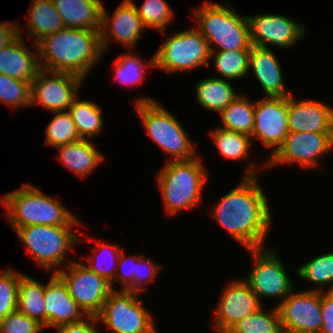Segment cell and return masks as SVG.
<instances>
[{"instance_id":"cell-35","label":"cell","mask_w":333,"mask_h":333,"mask_svg":"<svg viewBox=\"0 0 333 333\" xmlns=\"http://www.w3.org/2000/svg\"><path fill=\"white\" fill-rule=\"evenodd\" d=\"M142 24L147 29L164 30L174 17L173 11L165 0H145L141 7H137Z\"/></svg>"},{"instance_id":"cell-1","label":"cell","mask_w":333,"mask_h":333,"mask_svg":"<svg viewBox=\"0 0 333 333\" xmlns=\"http://www.w3.org/2000/svg\"><path fill=\"white\" fill-rule=\"evenodd\" d=\"M254 165L247 167L240 184L215 204L211 215L247 250L263 248L272 216L268 198L258 183Z\"/></svg>"},{"instance_id":"cell-16","label":"cell","mask_w":333,"mask_h":333,"mask_svg":"<svg viewBox=\"0 0 333 333\" xmlns=\"http://www.w3.org/2000/svg\"><path fill=\"white\" fill-rule=\"evenodd\" d=\"M247 19L251 45L254 46L268 48L271 44L287 49L295 46L306 33L303 25L280 14L249 15Z\"/></svg>"},{"instance_id":"cell-23","label":"cell","mask_w":333,"mask_h":333,"mask_svg":"<svg viewBox=\"0 0 333 333\" xmlns=\"http://www.w3.org/2000/svg\"><path fill=\"white\" fill-rule=\"evenodd\" d=\"M65 28L100 32L102 7L100 0H52Z\"/></svg>"},{"instance_id":"cell-29","label":"cell","mask_w":333,"mask_h":333,"mask_svg":"<svg viewBox=\"0 0 333 333\" xmlns=\"http://www.w3.org/2000/svg\"><path fill=\"white\" fill-rule=\"evenodd\" d=\"M249 98L238 95L219 115L223 129L252 135L254 128V107Z\"/></svg>"},{"instance_id":"cell-44","label":"cell","mask_w":333,"mask_h":333,"mask_svg":"<svg viewBox=\"0 0 333 333\" xmlns=\"http://www.w3.org/2000/svg\"><path fill=\"white\" fill-rule=\"evenodd\" d=\"M96 323L97 316H87L79 322L59 326L56 330L57 333H101L94 327Z\"/></svg>"},{"instance_id":"cell-31","label":"cell","mask_w":333,"mask_h":333,"mask_svg":"<svg viewBox=\"0 0 333 333\" xmlns=\"http://www.w3.org/2000/svg\"><path fill=\"white\" fill-rule=\"evenodd\" d=\"M281 321L277 307L270 312L260 308L256 313L245 316L226 333H281Z\"/></svg>"},{"instance_id":"cell-24","label":"cell","mask_w":333,"mask_h":333,"mask_svg":"<svg viewBox=\"0 0 333 333\" xmlns=\"http://www.w3.org/2000/svg\"><path fill=\"white\" fill-rule=\"evenodd\" d=\"M93 144L86 138L58 146L56 147L59 150L58 159L77 175L87 177L104 160V156Z\"/></svg>"},{"instance_id":"cell-9","label":"cell","mask_w":333,"mask_h":333,"mask_svg":"<svg viewBox=\"0 0 333 333\" xmlns=\"http://www.w3.org/2000/svg\"><path fill=\"white\" fill-rule=\"evenodd\" d=\"M155 68L167 73L209 67L210 49L207 40L197 29L178 32L168 37L154 54Z\"/></svg>"},{"instance_id":"cell-42","label":"cell","mask_w":333,"mask_h":333,"mask_svg":"<svg viewBox=\"0 0 333 333\" xmlns=\"http://www.w3.org/2000/svg\"><path fill=\"white\" fill-rule=\"evenodd\" d=\"M160 269H162L161 266H158L154 260L145 259V256L142 255L136 263V293L146 291L145 285L150 284L156 278Z\"/></svg>"},{"instance_id":"cell-4","label":"cell","mask_w":333,"mask_h":333,"mask_svg":"<svg viewBox=\"0 0 333 333\" xmlns=\"http://www.w3.org/2000/svg\"><path fill=\"white\" fill-rule=\"evenodd\" d=\"M156 179L165 210L173 216L198 206L208 178L201 157L196 156L190 160L167 161Z\"/></svg>"},{"instance_id":"cell-28","label":"cell","mask_w":333,"mask_h":333,"mask_svg":"<svg viewBox=\"0 0 333 333\" xmlns=\"http://www.w3.org/2000/svg\"><path fill=\"white\" fill-rule=\"evenodd\" d=\"M68 112L81 139L88 137L87 139L90 140L102 133L104 122L101 115L102 109L98 104L91 101H79V98H76L68 108Z\"/></svg>"},{"instance_id":"cell-13","label":"cell","mask_w":333,"mask_h":333,"mask_svg":"<svg viewBox=\"0 0 333 333\" xmlns=\"http://www.w3.org/2000/svg\"><path fill=\"white\" fill-rule=\"evenodd\" d=\"M331 149L333 133L289 132L283 145L264 163V168L293 163H299L304 168H314L319 157Z\"/></svg>"},{"instance_id":"cell-26","label":"cell","mask_w":333,"mask_h":333,"mask_svg":"<svg viewBox=\"0 0 333 333\" xmlns=\"http://www.w3.org/2000/svg\"><path fill=\"white\" fill-rule=\"evenodd\" d=\"M195 93L203 108L219 114L238 96L228 80L215 76L200 80Z\"/></svg>"},{"instance_id":"cell-30","label":"cell","mask_w":333,"mask_h":333,"mask_svg":"<svg viewBox=\"0 0 333 333\" xmlns=\"http://www.w3.org/2000/svg\"><path fill=\"white\" fill-rule=\"evenodd\" d=\"M213 143L224 158L233 160L246 159L250 154L251 136L229 131L218 126L210 133Z\"/></svg>"},{"instance_id":"cell-5","label":"cell","mask_w":333,"mask_h":333,"mask_svg":"<svg viewBox=\"0 0 333 333\" xmlns=\"http://www.w3.org/2000/svg\"><path fill=\"white\" fill-rule=\"evenodd\" d=\"M194 13L197 29L207 40L210 51L251 49L247 16L238 14L233 7L204 2Z\"/></svg>"},{"instance_id":"cell-20","label":"cell","mask_w":333,"mask_h":333,"mask_svg":"<svg viewBox=\"0 0 333 333\" xmlns=\"http://www.w3.org/2000/svg\"><path fill=\"white\" fill-rule=\"evenodd\" d=\"M46 327H59L76 323L87 317L79 305L70 296L66 284L52 273L45 284Z\"/></svg>"},{"instance_id":"cell-12","label":"cell","mask_w":333,"mask_h":333,"mask_svg":"<svg viewBox=\"0 0 333 333\" xmlns=\"http://www.w3.org/2000/svg\"><path fill=\"white\" fill-rule=\"evenodd\" d=\"M83 80L71 73L40 69L31 82V105L41 104L51 112L68 111L79 97L77 94Z\"/></svg>"},{"instance_id":"cell-41","label":"cell","mask_w":333,"mask_h":333,"mask_svg":"<svg viewBox=\"0 0 333 333\" xmlns=\"http://www.w3.org/2000/svg\"><path fill=\"white\" fill-rule=\"evenodd\" d=\"M142 255L143 254L130 256L131 258H129V256L126 257L123 250L121 251L118 259L119 261L116 262V264L119 265L117 268L120 267L121 269V274L116 272L114 280V283L120 282L122 284L123 288L120 290L136 292V263ZM127 261H131L132 266L127 267V265H129Z\"/></svg>"},{"instance_id":"cell-18","label":"cell","mask_w":333,"mask_h":333,"mask_svg":"<svg viewBox=\"0 0 333 333\" xmlns=\"http://www.w3.org/2000/svg\"><path fill=\"white\" fill-rule=\"evenodd\" d=\"M144 29L136 4L132 0H124L111 18L105 7H102L100 38L103 52L111 38L128 48L134 46Z\"/></svg>"},{"instance_id":"cell-8","label":"cell","mask_w":333,"mask_h":333,"mask_svg":"<svg viewBox=\"0 0 333 333\" xmlns=\"http://www.w3.org/2000/svg\"><path fill=\"white\" fill-rule=\"evenodd\" d=\"M139 297L136 292L113 290L97 315L98 322L114 333H153L154 319Z\"/></svg>"},{"instance_id":"cell-7","label":"cell","mask_w":333,"mask_h":333,"mask_svg":"<svg viewBox=\"0 0 333 333\" xmlns=\"http://www.w3.org/2000/svg\"><path fill=\"white\" fill-rule=\"evenodd\" d=\"M71 228L73 226L31 225L18 228L16 233L37 264L46 272L55 273L60 269L57 267L66 265L68 251L81 240Z\"/></svg>"},{"instance_id":"cell-3","label":"cell","mask_w":333,"mask_h":333,"mask_svg":"<svg viewBox=\"0 0 333 333\" xmlns=\"http://www.w3.org/2000/svg\"><path fill=\"white\" fill-rule=\"evenodd\" d=\"M7 208L8 222L16 231L31 225L80 226L76 218L58 199L48 196L30 184L0 197Z\"/></svg>"},{"instance_id":"cell-33","label":"cell","mask_w":333,"mask_h":333,"mask_svg":"<svg viewBox=\"0 0 333 333\" xmlns=\"http://www.w3.org/2000/svg\"><path fill=\"white\" fill-rule=\"evenodd\" d=\"M53 120L46 127L45 144L58 147L80 140L68 111L54 112Z\"/></svg>"},{"instance_id":"cell-37","label":"cell","mask_w":333,"mask_h":333,"mask_svg":"<svg viewBox=\"0 0 333 333\" xmlns=\"http://www.w3.org/2000/svg\"><path fill=\"white\" fill-rule=\"evenodd\" d=\"M0 101L14 109L31 105V82L0 73Z\"/></svg>"},{"instance_id":"cell-45","label":"cell","mask_w":333,"mask_h":333,"mask_svg":"<svg viewBox=\"0 0 333 333\" xmlns=\"http://www.w3.org/2000/svg\"><path fill=\"white\" fill-rule=\"evenodd\" d=\"M18 36L19 27L16 22H0V49L11 44Z\"/></svg>"},{"instance_id":"cell-11","label":"cell","mask_w":333,"mask_h":333,"mask_svg":"<svg viewBox=\"0 0 333 333\" xmlns=\"http://www.w3.org/2000/svg\"><path fill=\"white\" fill-rule=\"evenodd\" d=\"M255 259L253 269L249 272L246 282L257 295L259 301L263 297L280 298L284 300L294 287L285 272L280 259L274 249L254 248L248 250ZM261 297V298H260Z\"/></svg>"},{"instance_id":"cell-19","label":"cell","mask_w":333,"mask_h":333,"mask_svg":"<svg viewBox=\"0 0 333 333\" xmlns=\"http://www.w3.org/2000/svg\"><path fill=\"white\" fill-rule=\"evenodd\" d=\"M288 96L289 132L333 133V108L315 100L296 102Z\"/></svg>"},{"instance_id":"cell-22","label":"cell","mask_w":333,"mask_h":333,"mask_svg":"<svg viewBox=\"0 0 333 333\" xmlns=\"http://www.w3.org/2000/svg\"><path fill=\"white\" fill-rule=\"evenodd\" d=\"M271 47L251 45L249 55V69L260 82L268 97H288L285 90L282 69Z\"/></svg>"},{"instance_id":"cell-38","label":"cell","mask_w":333,"mask_h":333,"mask_svg":"<svg viewBox=\"0 0 333 333\" xmlns=\"http://www.w3.org/2000/svg\"><path fill=\"white\" fill-rule=\"evenodd\" d=\"M22 275L12 268L0 272V321L17 310L18 285Z\"/></svg>"},{"instance_id":"cell-21","label":"cell","mask_w":333,"mask_h":333,"mask_svg":"<svg viewBox=\"0 0 333 333\" xmlns=\"http://www.w3.org/2000/svg\"><path fill=\"white\" fill-rule=\"evenodd\" d=\"M21 32L8 46L0 49V73L22 81L32 82L39 72L37 44L33 43L34 51H29L24 43Z\"/></svg>"},{"instance_id":"cell-6","label":"cell","mask_w":333,"mask_h":333,"mask_svg":"<svg viewBox=\"0 0 333 333\" xmlns=\"http://www.w3.org/2000/svg\"><path fill=\"white\" fill-rule=\"evenodd\" d=\"M134 104L150 138L165 154L171 155L170 160H190L199 156L179 121L156 100L141 97L135 100Z\"/></svg>"},{"instance_id":"cell-46","label":"cell","mask_w":333,"mask_h":333,"mask_svg":"<svg viewBox=\"0 0 333 333\" xmlns=\"http://www.w3.org/2000/svg\"><path fill=\"white\" fill-rule=\"evenodd\" d=\"M281 333H306V332H297V331L282 329Z\"/></svg>"},{"instance_id":"cell-10","label":"cell","mask_w":333,"mask_h":333,"mask_svg":"<svg viewBox=\"0 0 333 333\" xmlns=\"http://www.w3.org/2000/svg\"><path fill=\"white\" fill-rule=\"evenodd\" d=\"M65 268L55 273L66 284L70 296L87 316H97L113 291L111 283L77 261H70Z\"/></svg>"},{"instance_id":"cell-25","label":"cell","mask_w":333,"mask_h":333,"mask_svg":"<svg viewBox=\"0 0 333 333\" xmlns=\"http://www.w3.org/2000/svg\"><path fill=\"white\" fill-rule=\"evenodd\" d=\"M28 10V36L37 44L45 36L65 28L52 0H34Z\"/></svg>"},{"instance_id":"cell-27","label":"cell","mask_w":333,"mask_h":333,"mask_svg":"<svg viewBox=\"0 0 333 333\" xmlns=\"http://www.w3.org/2000/svg\"><path fill=\"white\" fill-rule=\"evenodd\" d=\"M45 284L26 276H21L18 285L17 310L46 328Z\"/></svg>"},{"instance_id":"cell-39","label":"cell","mask_w":333,"mask_h":333,"mask_svg":"<svg viewBox=\"0 0 333 333\" xmlns=\"http://www.w3.org/2000/svg\"><path fill=\"white\" fill-rule=\"evenodd\" d=\"M96 244H97V246H95L96 248L93 249L94 254H92V256H91L92 258L88 257L86 259L90 263H89V265H85V266L88 267L91 271H94L99 276L104 277L109 283H111L112 290H117L114 288L113 281L115 280V276H116L115 271L119 270V269L117 268V266L114 267L111 264H113L115 262V260L118 261L122 249H120L117 245H112L109 243H100L99 240L96 241ZM99 253H101L104 256L106 255L104 258H106V259L108 258L112 262L111 263L109 261L111 263L109 265L110 267L108 265H106L107 263L102 264L99 262L101 260H99V258L96 257V256L100 255ZM97 259H98V261H96ZM103 263H105V262H103ZM105 265L108 267H106Z\"/></svg>"},{"instance_id":"cell-40","label":"cell","mask_w":333,"mask_h":333,"mask_svg":"<svg viewBox=\"0 0 333 333\" xmlns=\"http://www.w3.org/2000/svg\"><path fill=\"white\" fill-rule=\"evenodd\" d=\"M43 326L18 310L0 321V333H40Z\"/></svg>"},{"instance_id":"cell-34","label":"cell","mask_w":333,"mask_h":333,"mask_svg":"<svg viewBox=\"0 0 333 333\" xmlns=\"http://www.w3.org/2000/svg\"><path fill=\"white\" fill-rule=\"evenodd\" d=\"M297 275L317 285L332 284L326 290L331 291L333 288V252L321 254L312 260L302 264L297 269Z\"/></svg>"},{"instance_id":"cell-36","label":"cell","mask_w":333,"mask_h":333,"mask_svg":"<svg viewBox=\"0 0 333 333\" xmlns=\"http://www.w3.org/2000/svg\"><path fill=\"white\" fill-rule=\"evenodd\" d=\"M132 53L122 54L115 62V77L122 84L135 85L140 83L144 78L146 67L155 68V58L152 56L149 63H144L141 57ZM149 64V65H148Z\"/></svg>"},{"instance_id":"cell-15","label":"cell","mask_w":333,"mask_h":333,"mask_svg":"<svg viewBox=\"0 0 333 333\" xmlns=\"http://www.w3.org/2000/svg\"><path fill=\"white\" fill-rule=\"evenodd\" d=\"M288 97H268L255 101L254 128L251 138L274 149L268 159L283 145L289 133Z\"/></svg>"},{"instance_id":"cell-32","label":"cell","mask_w":333,"mask_h":333,"mask_svg":"<svg viewBox=\"0 0 333 333\" xmlns=\"http://www.w3.org/2000/svg\"><path fill=\"white\" fill-rule=\"evenodd\" d=\"M250 49L234 51H210V58L214 59L215 68L226 80L240 79L249 71Z\"/></svg>"},{"instance_id":"cell-17","label":"cell","mask_w":333,"mask_h":333,"mask_svg":"<svg viewBox=\"0 0 333 333\" xmlns=\"http://www.w3.org/2000/svg\"><path fill=\"white\" fill-rule=\"evenodd\" d=\"M220 297L214 316V327L219 333H226L245 316L252 315L263 307L245 280L230 282Z\"/></svg>"},{"instance_id":"cell-43","label":"cell","mask_w":333,"mask_h":333,"mask_svg":"<svg viewBox=\"0 0 333 333\" xmlns=\"http://www.w3.org/2000/svg\"><path fill=\"white\" fill-rule=\"evenodd\" d=\"M322 326L320 333H333V293L321 291Z\"/></svg>"},{"instance_id":"cell-14","label":"cell","mask_w":333,"mask_h":333,"mask_svg":"<svg viewBox=\"0 0 333 333\" xmlns=\"http://www.w3.org/2000/svg\"><path fill=\"white\" fill-rule=\"evenodd\" d=\"M322 288L294 291L282 300L277 309L282 329L306 333H320Z\"/></svg>"},{"instance_id":"cell-2","label":"cell","mask_w":333,"mask_h":333,"mask_svg":"<svg viewBox=\"0 0 333 333\" xmlns=\"http://www.w3.org/2000/svg\"><path fill=\"white\" fill-rule=\"evenodd\" d=\"M37 48L41 69L71 73L84 80L104 53L100 32L73 28L45 36L37 43Z\"/></svg>"}]
</instances>
